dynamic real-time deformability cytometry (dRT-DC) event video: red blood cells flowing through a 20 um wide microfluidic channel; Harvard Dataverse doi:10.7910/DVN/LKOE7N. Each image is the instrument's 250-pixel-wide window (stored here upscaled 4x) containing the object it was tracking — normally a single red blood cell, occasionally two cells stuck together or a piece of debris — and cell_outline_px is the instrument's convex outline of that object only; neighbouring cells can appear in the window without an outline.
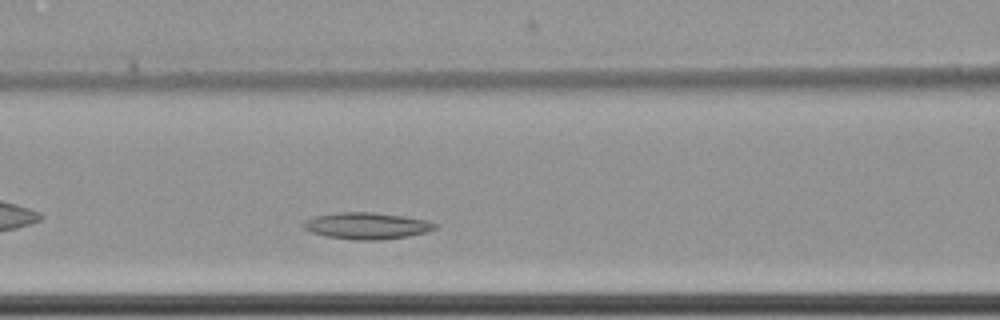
{"species": "common noctule bat (a hibernating species)", "species_latin": "Nyctalus noctula", "temperature_condition": "cold", "stored_images_in_passage": 43, "camera_frame_rate_fps": 3000, "um_per_image_px": 0.085, "animal": {"sex": "female", "body_mass_g": 22.7, "forearm_length_mm": 54.2}, "frame": {"image": 1, "passage_image": 18, "time_ms": 5.667, "image_size_px": [1000, 320], "cell_outline_px": [[436, 228], [428, 232], [408, 236], [380, 240], [356, 240], [328, 236], [312, 232], [304, 228], [300, 224], [304, 220], [316, 216], [340, 212], [372, 212], [404, 216], [428, 220], [436, 224]], "centroid_in_image_um": [31.19, 19.19], "position_along_channel_um": 135.4, "area_um2": 20.35}}
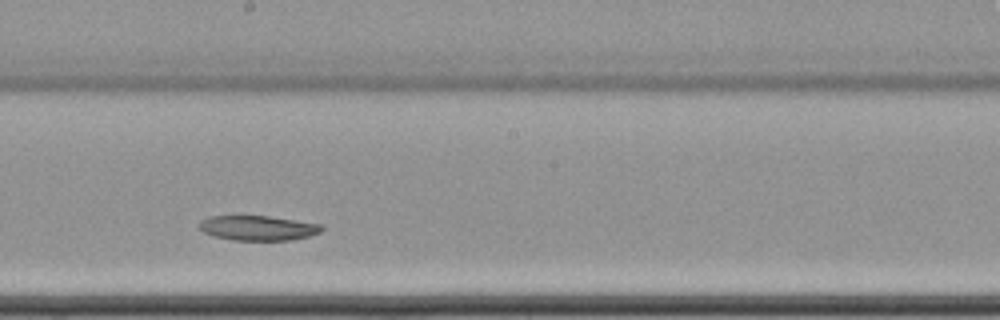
{"frame": {"image": 2, "passage_image": 26, "time_ms": 8.333, "image_size_px": [1000, 320], "cell_outline_px": [[324, 228], [320, 232], [308, 236], [292, 240], [232, 240], [212, 236], [204, 232], [196, 224], [200, 220], [208, 216], [268, 216], [296, 220], [320, 224]], "centroid_in_image_um": [21.88, 19.38], "position_along_channel_um": 226.3, "area_um2": 17.8}}
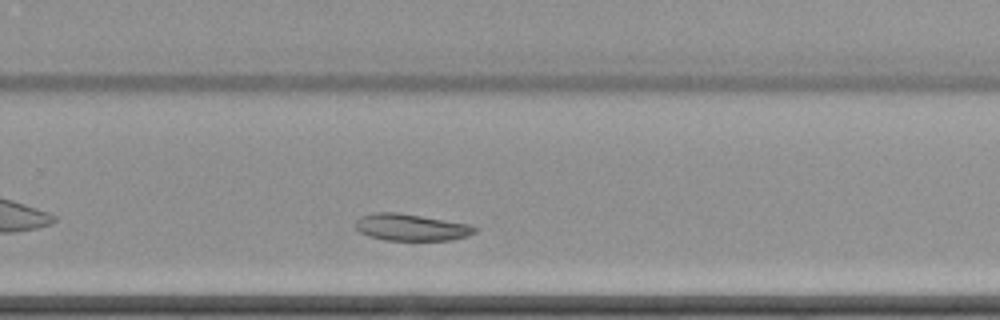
{"frame": {"image": 3, "passage_image": 32, "time_ms": 10.333, "image_size_px": [1000, 320], "cell_outline_px": [[476, 232], [468, 236], [452, 240], [384, 240], [368, 236], [360, 232], [356, 228], [356, 220], [360, 216], [372, 212], [400, 212], [472, 224], [476, 228]], "centroid_in_image_um": [34.96, 19.31], "position_along_channel_um": 294.8, "area_um2": 18.96}}